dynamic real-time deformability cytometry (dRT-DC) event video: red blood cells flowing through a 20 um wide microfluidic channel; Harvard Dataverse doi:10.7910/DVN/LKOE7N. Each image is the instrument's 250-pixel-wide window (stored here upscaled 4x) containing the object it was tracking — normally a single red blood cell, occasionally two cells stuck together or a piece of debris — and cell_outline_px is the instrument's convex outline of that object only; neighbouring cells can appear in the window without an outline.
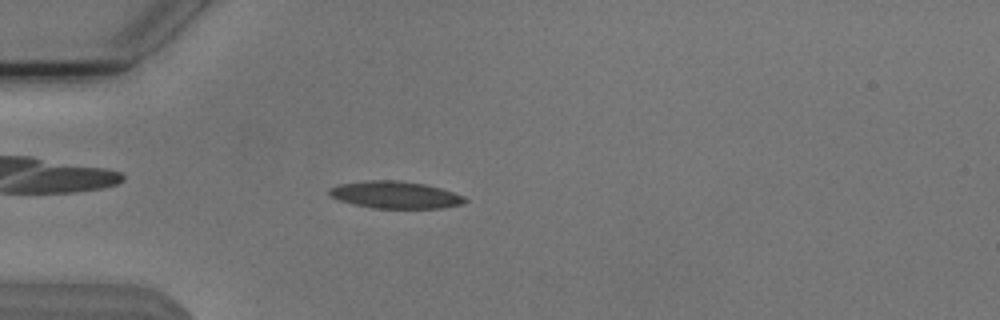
{"species": "Egyptian fruit bat (a non-hibernating species)", "species_latin": "Rousettus aegyptiacus", "temperature_condition": "cold", "stored_images_in_passage": 53, "camera_frame_rate_fps": 3000, "um_per_image_px": 0.085, "animal": {"sex": "male"}, "frame": {"image": 1, "passage_image": 15, "time_ms": 4.667, "image_size_px": [1000, 320], "cell_outline_px": [[468, 200], [464, 204], [440, 208], [372, 208], [352, 204], [328, 196], [328, 188], [336, 184], [368, 180], [396, 180], [424, 184], [440, 188], [464, 196]], "centroid_in_image_um": [33.55, 16.56], "position_along_channel_um": 51.5, "area_um2": 21.62}}
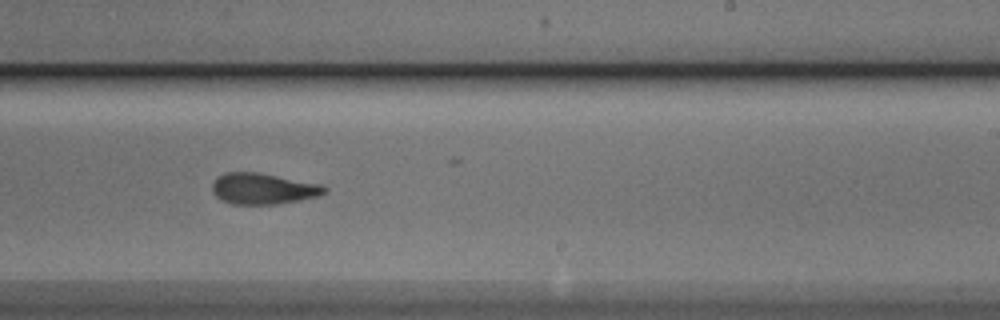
{"frame": {"image": 2, "passage_image": 33, "time_ms": 10.667, "image_size_px": [1000, 320], "cell_outline_px": [[328, 192], [320, 196], [300, 200], [276, 204], [232, 204], [216, 196], [212, 192], [212, 184], [224, 172], [256, 172], [324, 184], [328, 188]], "centroid_in_image_um": [22.44, 16.04], "position_along_channel_um": 266.6, "area_um2": 20.4}}
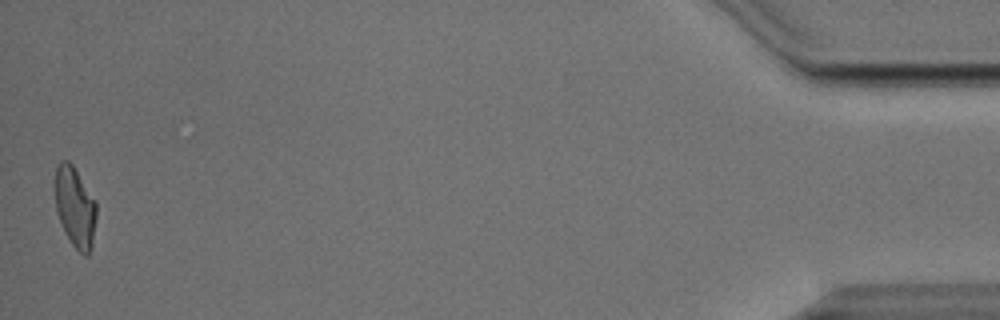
{"frame": {"image": 3, "passage_image": 53, "time_ms": 17.333, "image_size_px": [1000, 320], "cell_outline_px": [[96, 216], [92, 244], [88, 256], [84, 256], [72, 244], [56, 212], [56, 168], [60, 160], [68, 160], [72, 164], [96, 200]], "centroid_in_image_um": [6.4, 17.59], "position_along_channel_um": 428.8, "area_um2": 19.07}, "authors_computed_cell_mechanics": {"area_um2": 20.2878, "velocity_mm_per_s": 3.8172, "shape_relaxation_time_tau1_ms": 7.185, "shape_relaxation_time_tau2_ms": 3.1652, "deformation_change_tau1": 0.191, "deformation_change_tau2": 0.114}}